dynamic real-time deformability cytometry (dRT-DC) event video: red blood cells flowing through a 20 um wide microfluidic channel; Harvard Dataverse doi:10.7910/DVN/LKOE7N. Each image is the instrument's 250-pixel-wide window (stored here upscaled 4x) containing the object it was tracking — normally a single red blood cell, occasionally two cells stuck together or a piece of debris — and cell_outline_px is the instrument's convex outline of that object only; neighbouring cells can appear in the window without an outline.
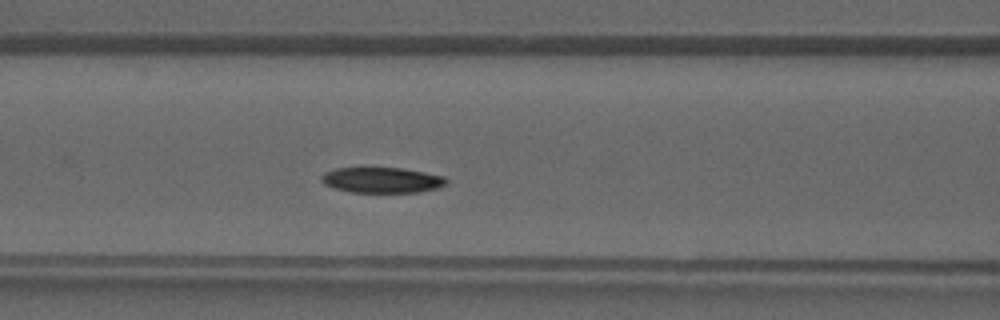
{"species": "common noctule bat (a hibernating species)", "species_latin": "Nyctalus noctula", "temperature_condition": "warm", "stored_images_in_passage": 37, "camera_frame_rate_fps": 3000, "um_per_image_px": 0.085, "animal": {"sex": "male", "forearm_length_mm": 52.5}, "frame": {"image": 1, "passage_image": 13, "time_ms": 4.0, "image_size_px": [1000, 320], "cell_outline_px": [[448, 180], [444, 184], [436, 188], [420, 192], [352, 192], [336, 188], [324, 184], [320, 180], [320, 176], [324, 172], [336, 168], [404, 168], [444, 176]], "centroid_in_image_um": [32.44, 15.3], "position_along_channel_um": 134.2, "area_um2": 18.5}}
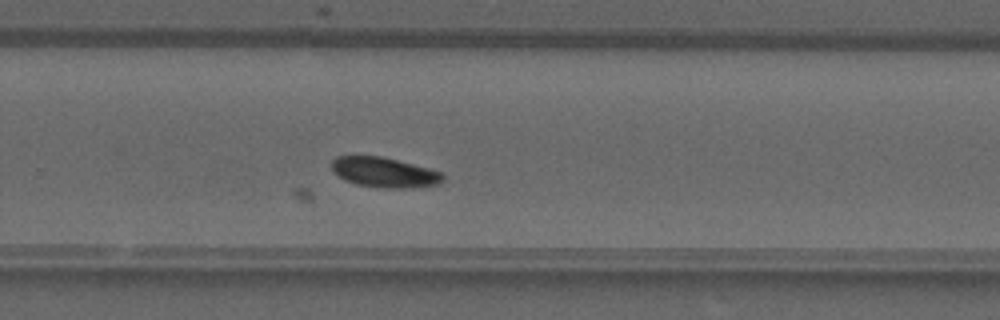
{"frame": {"image": 2, "passage_image": 23, "time_ms": 7.333, "image_size_px": [1000, 320], "cell_outline_px": [[444, 180], [440, 184], [404, 188], [376, 188], [356, 184], [344, 180], [332, 168], [332, 160], [336, 156], [380, 156], [444, 172]], "centroid_in_image_um": [32.69, 14.66], "position_along_channel_um": 297.1, "area_um2": 19.42}}
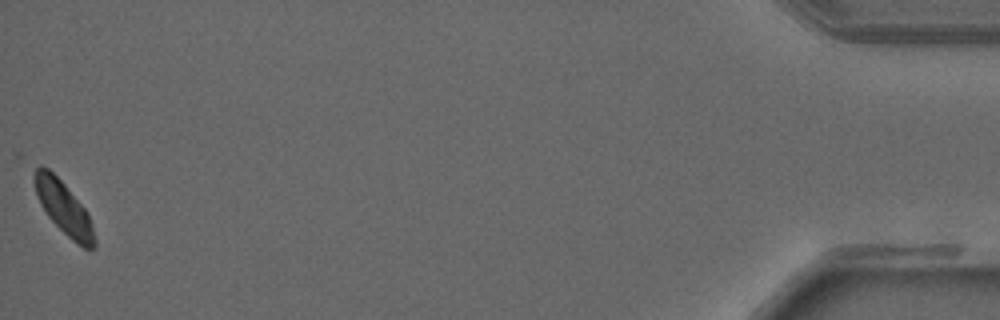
{"frame": {"image": 3, "passage_image": 37, "time_ms": 12.0, "image_size_px": [1000, 320], "cell_outline_px": [[96, 248], [84, 248], [72, 240], [48, 216], [40, 204], [32, 180], [32, 176], [36, 168], [40, 164], [48, 168], [64, 184], [84, 208], [92, 224], [96, 240]], "centroid_in_image_um": [5.39, 17.65], "position_along_channel_um": 429.8, "area_um2": 18.21}}